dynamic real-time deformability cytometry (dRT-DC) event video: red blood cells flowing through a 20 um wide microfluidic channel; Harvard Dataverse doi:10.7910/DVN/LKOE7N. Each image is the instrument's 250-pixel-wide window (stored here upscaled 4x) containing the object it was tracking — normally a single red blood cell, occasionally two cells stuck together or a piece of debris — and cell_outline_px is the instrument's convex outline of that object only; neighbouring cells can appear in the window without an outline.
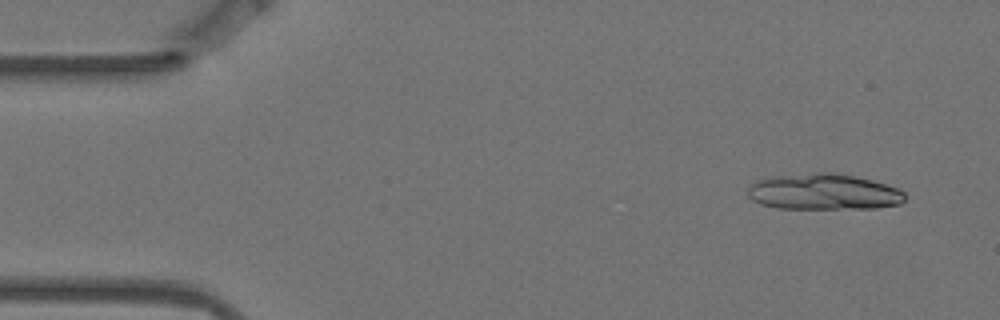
{"species": "Egyptian fruit bat (a non-hibernating species)", "species_latin": "Rousettus aegyptiacus", "temperature_condition": "warm", "stored_images_in_passage": 5, "camera_frame_rate_fps": 3000, "um_per_image_px": 0.085, "animal": {"sex": "female"}, "frame": {"image": 1, "passage_image": 1, "time_ms": 0.0, "image_size_px": [1000, 320], "cell_outline_px": [[904, 200], [900, 204], [876, 208], [776, 208], [760, 204], [752, 200], [748, 196], [748, 188], [756, 180], [772, 176], [816, 172], [832, 172], [872, 180], [900, 188], [904, 192]], "centroid_in_image_um": [70.0, 16.3], "position_along_channel_um": 15.0, "area_um2": 33.06}}